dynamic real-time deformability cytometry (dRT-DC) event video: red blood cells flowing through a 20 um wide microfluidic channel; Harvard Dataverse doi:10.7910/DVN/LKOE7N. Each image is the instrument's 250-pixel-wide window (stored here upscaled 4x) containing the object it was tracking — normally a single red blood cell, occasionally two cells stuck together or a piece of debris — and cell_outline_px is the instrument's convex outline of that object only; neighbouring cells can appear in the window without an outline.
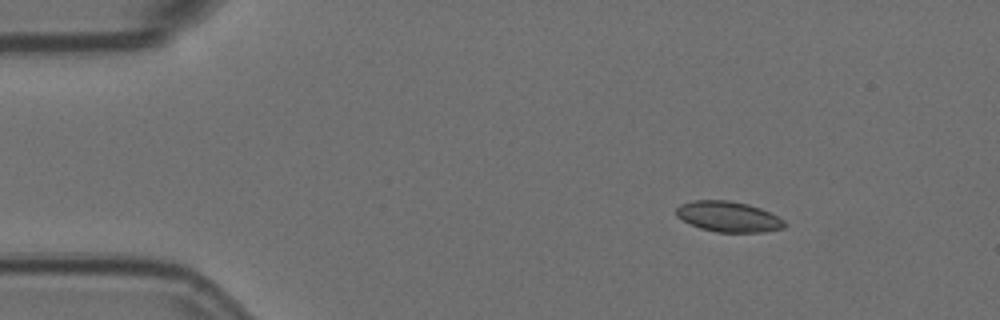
{"species": "Egyptian fruit bat (a non-hibernating species)", "species_latin": "Rousettus aegyptiacus", "temperature_condition": "room temperature", "stored_images_in_passage": 7, "camera_frame_rate_fps": 3000, "um_per_image_px": 0.085, "animal": {"sex": "female"}, "frame": {"image": 1, "passage_image": 2, "time_ms": 0.333, "image_size_px": [1000, 320], "cell_outline_px": [[788, 224], [784, 228], [764, 232], [716, 232], [700, 228], [676, 216], [676, 208], [680, 204], [692, 200], [728, 200], [748, 204], [760, 208], [784, 220]], "centroid_in_image_um": [61.92, 18.41], "position_along_channel_um": 23.1, "area_um2": 19.25}}
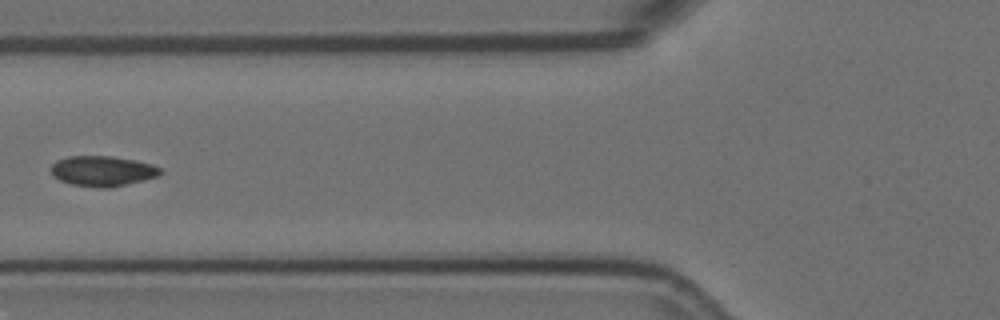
{"frame": {"image": 2, "passage_image": 6, "time_ms": 1.667, "image_size_px": [1000, 320], "cell_outline_px": [[160, 172], [156, 176], [144, 180], [108, 188], [104, 188], [72, 184], [60, 180], [52, 176], [52, 164], [56, 160], [68, 156], [112, 156], [136, 160], [152, 164], [160, 168]], "centroid_in_image_um": [8.69, 14.52], "position_along_channel_um": 117.1, "area_um2": 19.13}}
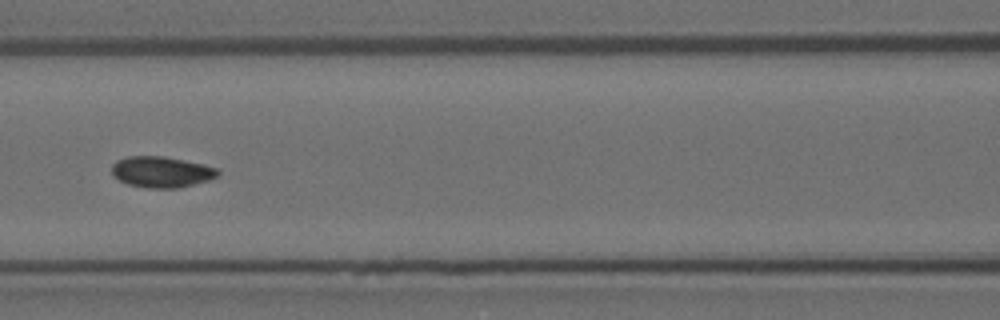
{"frame": {"image": 3, "passage_image": 7, "time_ms": 2.0, "image_size_px": [1000, 320], "cell_outline_px": [[220, 172], [216, 176], [208, 180], [176, 188], [148, 188], [128, 184], [120, 180], [112, 172], [112, 164], [116, 160], [128, 156], [164, 156], [204, 164], [216, 168]], "centroid_in_image_um": [13.71, 14.6], "position_along_channel_um": 152.9, "area_um2": 18.96}}